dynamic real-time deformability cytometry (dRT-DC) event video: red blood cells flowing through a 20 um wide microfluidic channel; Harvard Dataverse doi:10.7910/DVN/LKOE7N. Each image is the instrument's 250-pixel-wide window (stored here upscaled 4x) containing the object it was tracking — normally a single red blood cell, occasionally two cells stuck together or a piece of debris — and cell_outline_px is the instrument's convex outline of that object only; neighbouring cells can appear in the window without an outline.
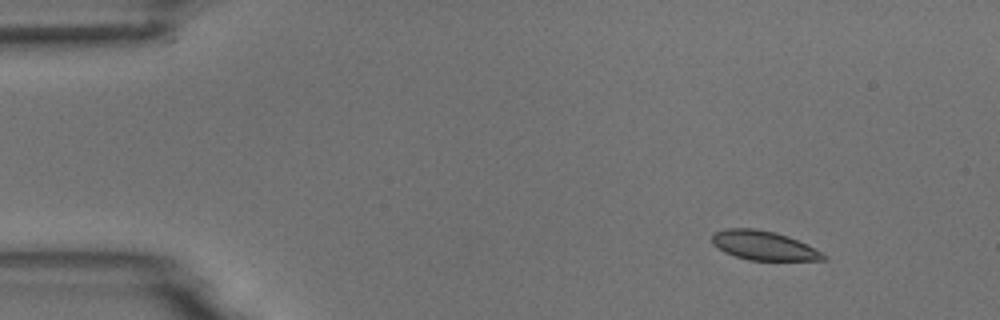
{"species": "common noctule bat (a hibernating species)", "species_latin": "Nyctalus noctula", "temperature_condition": "room temperature", "stored_images_in_passage": 4, "camera_frame_rate_fps": 3000, "um_per_image_px": 0.085, "animal": {"sex": "male", "body_mass_g": 18.8}, "frame": {"image": 1, "passage_image": 1, "time_ms": 0.0, "image_size_px": [1000, 320], "cell_outline_px": [[828, 260], [748, 260], [724, 252], [712, 244], [712, 232], [724, 228], [756, 228], [776, 232], [788, 236], [828, 256]], "centroid_in_image_um": [64.85, 20.86], "position_along_channel_um": 20.1, "area_um2": 18.9}}
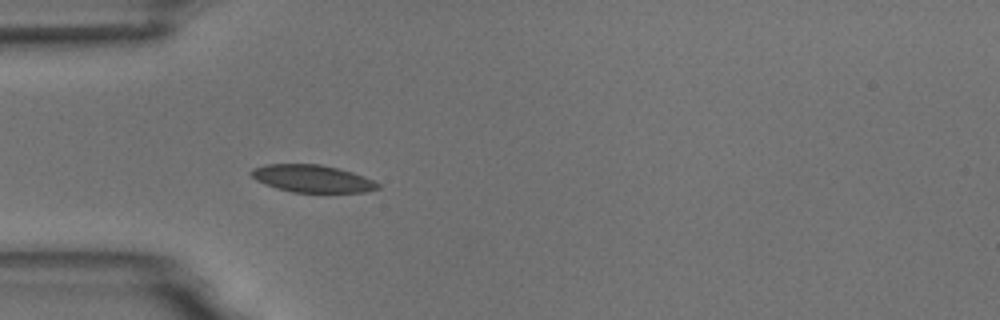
{"frame": {"image": 2, "passage_image": 4, "time_ms": 3.333, "image_size_px": [1000, 320], "cell_outline_px": [[380, 188], [364, 192], [292, 192], [276, 188], [264, 184], [256, 180], [248, 172], [252, 168], [264, 164], [320, 164], [352, 172], [364, 176], [380, 184]], "centroid_in_image_um": [26.5, 15.18], "position_along_channel_um": 58.5, "area_um2": 20.23}}